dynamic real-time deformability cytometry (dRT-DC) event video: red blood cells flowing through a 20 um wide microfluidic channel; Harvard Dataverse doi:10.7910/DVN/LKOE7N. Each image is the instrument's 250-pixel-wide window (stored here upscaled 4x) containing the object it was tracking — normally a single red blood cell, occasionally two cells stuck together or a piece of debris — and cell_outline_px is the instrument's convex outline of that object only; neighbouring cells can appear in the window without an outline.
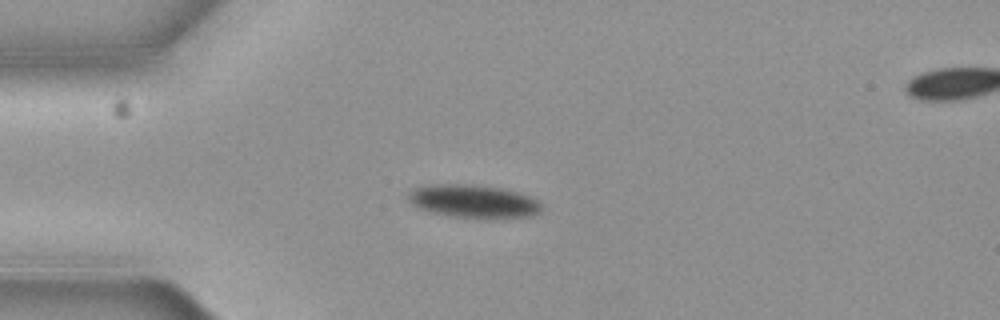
{"species": "common noctule bat (a hibernating species)", "species_latin": "Nyctalus noctula", "temperature_condition": "cold", "stored_images_in_passage": 6, "camera_frame_rate_fps": 3000, "um_per_image_px": 0.085, "animal": {"sex": "female", "body_mass_g": 19.3, "forearm_length_mm": 54.1}, "frame": {"image": 1, "passage_image": 4, "time_ms": 1.0, "image_size_px": [1000, 320], "cell_outline_px": [[544, 208], [540, 212], [532, 216], [488, 220], [484, 220], [452, 216], [432, 212], [420, 208], [412, 204], [408, 200], [408, 192], [416, 188], [428, 184], [472, 184], [500, 188], [520, 192], [532, 196], [540, 200]], "centroid_in_image_um": [40.34, 17.13], "position_along_channel_um": 44.7, "area_um2": 26.53}}
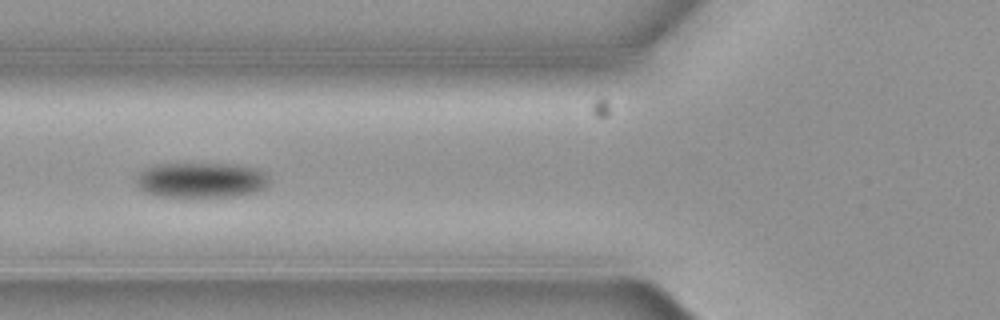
{"frame": {"image": 2, "passage_image": 6, "time_ms": 1.667, "image_size_px": [1000, 320], "cell_outline_px": [[268, 184], [264, 188], [256, 192], [236, 196], [156, 196], [144, 192], [140, 188], [136, 180], [140, 172], [144, 168], [156, 164], [236, 164], [260, 168], [268, 176]], "centroid_in_image_um": [17.12, 15.3], "position_along_channel_um": 108.7, "area_um2": 27.4}}